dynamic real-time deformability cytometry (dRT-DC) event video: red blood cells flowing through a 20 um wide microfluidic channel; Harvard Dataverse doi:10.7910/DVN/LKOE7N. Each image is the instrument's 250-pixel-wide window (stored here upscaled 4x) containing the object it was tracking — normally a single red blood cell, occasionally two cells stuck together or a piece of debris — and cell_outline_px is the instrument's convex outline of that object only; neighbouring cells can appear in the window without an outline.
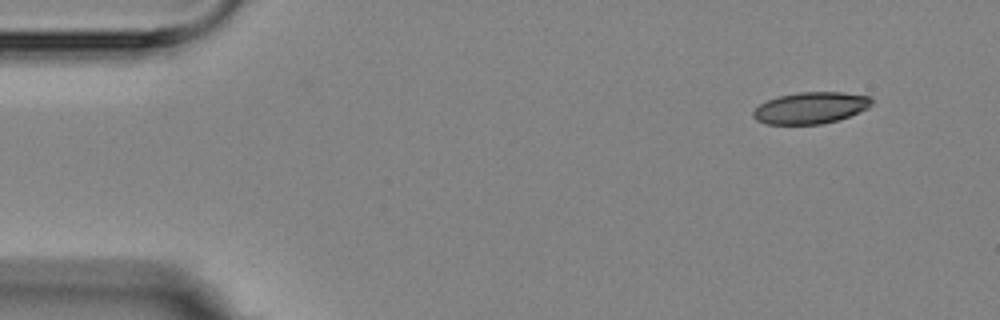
{"species": "Egyptian fruit bat (a non-hibernating species)", "species_latin": "Rousettus aegyptiacus", "temperature_condition": "room temperature", "stored_images_in_passage": 6, "segment_of_instrument_passage": [2, 2], "camera_frame_rate_fps": 3000, "um_per_image_px": 0.085, "animal": {"sex": "female"}, "frame": {"image": 1, "passage_image": 6, "time_ms": 6.667, "image_size_px": [1000, 320], "cell_outline_px": [[872, 104], [868, 108], [848, 116], [836, 120], [820, 124], [768, 124], [756, 120], [752, 116], [752, 112], [760, 104], [768, 100], [780, 96], [800, 92], [840, 92], [872, 96]], "centroid_in_image_um": [68.91, 9.16], "position_along_channel_um": 16.1, "area_um2": 21.62}}